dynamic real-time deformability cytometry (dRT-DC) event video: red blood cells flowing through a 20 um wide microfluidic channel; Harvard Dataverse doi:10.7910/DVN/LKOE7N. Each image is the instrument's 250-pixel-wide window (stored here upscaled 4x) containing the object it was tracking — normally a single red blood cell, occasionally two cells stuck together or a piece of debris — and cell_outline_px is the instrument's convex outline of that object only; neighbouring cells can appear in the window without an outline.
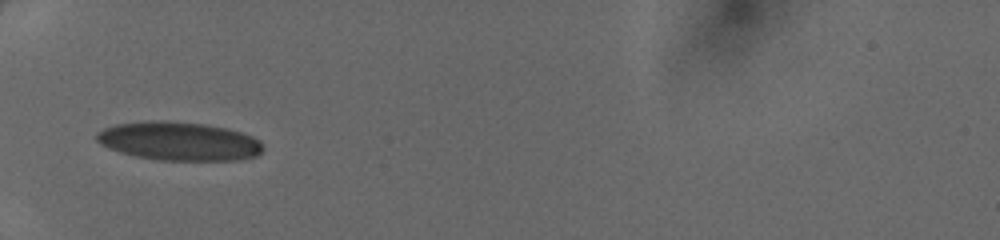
{"species": "human", "species_latin": "Homo sapiens", "temperature_condition": "cold", "stored_images_in_passage": 31, "camera_frame_rate_fps": 3000, "um_per_image_px": 0.085, "donor": {"sex": "female"}, "frame": {"image": 1, "passage_image": 1, "time_ms": 0.0, "image_size_px": [1000, 240], "cell_outline_px": [[264, 148], [256, 156], [236, 160], [160, 160], [136, 156], [120, 152], [100, 144], [96, 140], [96, 132], [104, 128], [116, 124], [144, 120], [168, 120], [204, 124], [228, 128], [252, 136], [260, 140]], "centroid_in_image_um": [15.2, 11.98], "position_along_channel_um": 69.8, "area_um2": 37.63}}
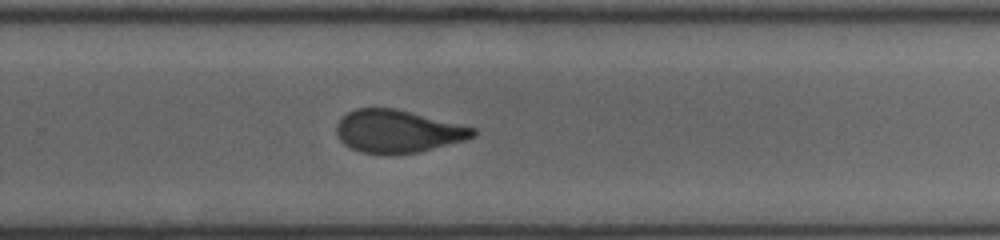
{"frame": {"image": 2, "passage_image": 17, "time_ms": 5.333, "image_size_px": [1000, 240], "cell_outline_px": [[476, 136], [464, 140], [416, 152], [360, 152], [344, 144], [340, 140], [336, 132], [336, 124], [348, 112], [356, 108], [396, 108], [476, 128]], "centroid_in_image_um": [33.8, 11.13], "position_along_channel_um": 296.0, "area_um2": 33.23}}
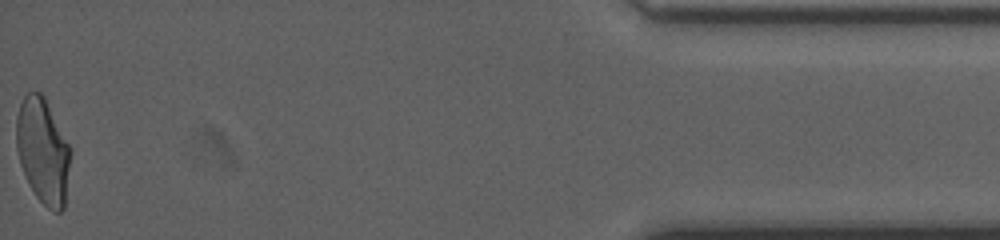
{"frame": {"image": 3, "passage_image": 31, "time_ms": 10.0, "image_size_px": [1000, 240], "cell_outline_px": [[72, 152], [64, 208], [60, 212], [52, 212], [36, 196], [28, 184], [20, 164], [16, 148], [16, 116], [20, 104], [24, 96], [28, 92], [40, 92], [44, 96]], "centroid_in_image_um": [3.64, 12.85], "position_along_channel_um": 431.6, "area_um2": 33.29}}